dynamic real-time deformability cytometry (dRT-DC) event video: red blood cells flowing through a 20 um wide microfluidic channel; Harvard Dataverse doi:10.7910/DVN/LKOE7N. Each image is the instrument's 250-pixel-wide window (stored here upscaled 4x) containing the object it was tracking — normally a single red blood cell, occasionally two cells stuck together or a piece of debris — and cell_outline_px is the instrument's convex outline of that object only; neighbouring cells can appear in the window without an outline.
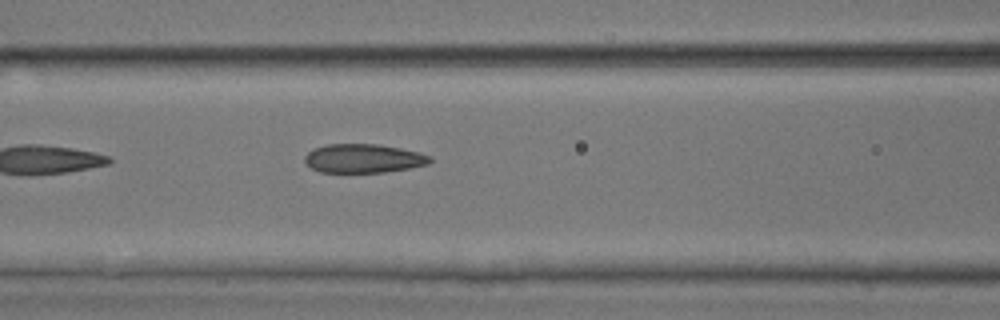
{"species": "common noctule bat (a hibernating species)", "species_latin": "Nyctalus noctula", "temperature_condition": "room temperature", "stored_images_in_passage": 7, "camera_frame_rate_fps": 3000, "um_per_image_px": 0.085, "animal": {"sex": "male", "body_mass_g": 17.9, "forearm_length_mm": 54.2}, "frame": {"image": 1, "passage_image": 7, "time_ms": 7.0, "image_size_px": [1000, 320], "cell_outline_px": [[432, 160], [428, 164], [408, 168], [384, 172], [320, 172], [312, 168], [304, 160], [304, 156], [312, 148], [328, 144], [376, 144], [400, 148], [420, 152], [432, 156]], "centroid_in_image_um": [30.89, 13.46], "position_along_channel_um": 135.7, "area_um2": 21.04}}